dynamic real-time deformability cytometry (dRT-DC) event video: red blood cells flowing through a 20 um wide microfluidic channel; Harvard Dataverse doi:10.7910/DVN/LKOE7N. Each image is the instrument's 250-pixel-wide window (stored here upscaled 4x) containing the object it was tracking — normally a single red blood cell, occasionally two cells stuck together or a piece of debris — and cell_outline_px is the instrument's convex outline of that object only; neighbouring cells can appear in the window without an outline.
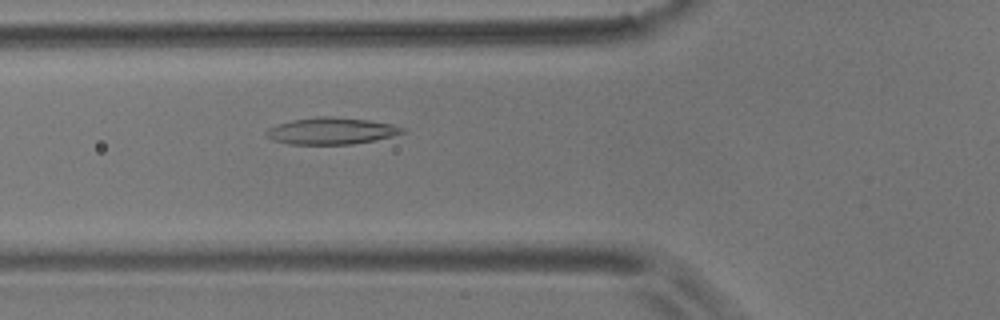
{"species": "common noctule bat (a hibernating species)", "species_latin": "Nyctalus noctula", "temperature_condition": "room temperature", "stored_images_in_passage": 34, "camera_frame_rate_fps": 3000, "um_per_image_px": 0.085, "animal": {"sex": "male", "body_mass_g": 17.9}, "frame": {"image": 1, "passage_image": 11, "time_ms": 3.333, "image_size_px": [1000, 320], "cell_outline_px": [[408, 132], [376, 140], [352, 144], [288, 144], [272, 140], [264, 132], [268, 128], [276, 124], [292, 120], [316, 116], [332, 116], [368, 120], [392, 124], [404, 128]], "centroid_in_image_um": [28.16, 11.12], "position_along_channel_um": 97.6, "area_um2": 21.39}}
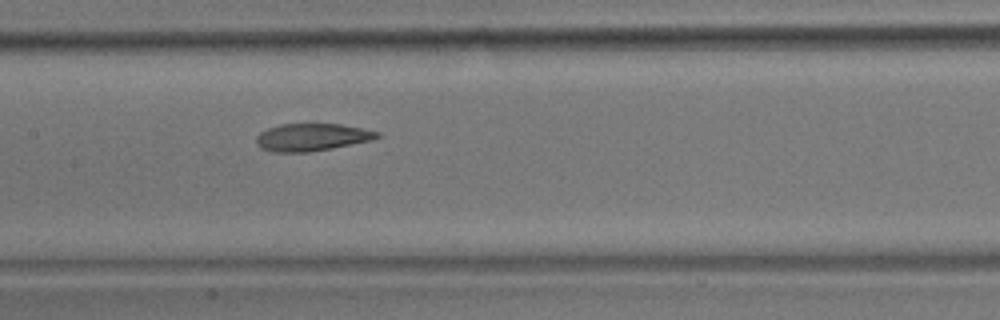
{"frame": {"image": 2, "passage_image": 18, "time_ms": 5.667, "image_size_px": [1000, 320], "cell_outline_px": [[380, 136], [372, 140], [332, 148], [308, 152], [276, 152], [260, 148], [256, 144], [256, 136], [260, 132], [268, 128], [280, 124], [340, 124], [380, 132]], "centroid_in_image_um": [26.48, 11.66], "position_along_channel_um": 180.9, "area_um2": 19.25}}
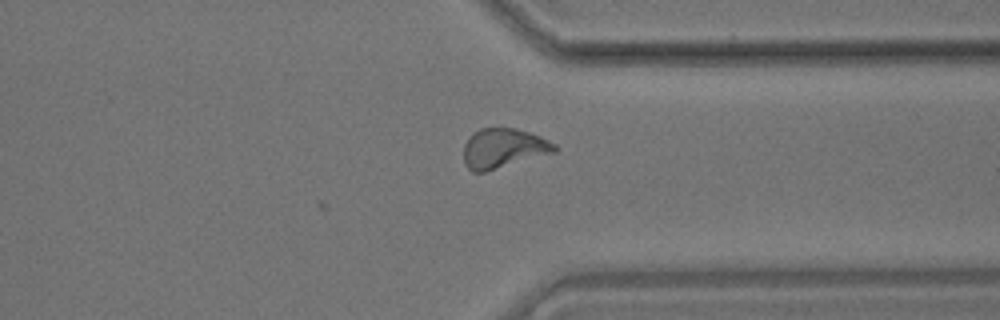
{"frame": {"image": 3, "passage_image": 34, "time_ms": 11.0, "image_size_px": [1000, 320], "cell_outline_px": [[556, 152], [484, 172], [472, 172], [464, 164], [464, 144], [480, 128], [516, 128], [540, 136], [556, 144]], "centroid_in_image_um": [42.79, 12.61], "position_along_channel_um": 368.6, "area_um2": 20.81}, "authors_computed_cell_mechanics": {"area_um2": 20.1722, "velocity_mm_per_s": 3.5464, "shape_relaxation_time_tau1_ms": 6.9313, "shape_relaxation_time_tau2_ms": 3.5633, "deformation_change_tau1": 0.1891, "deformation_change_tau2": 0.1106}}